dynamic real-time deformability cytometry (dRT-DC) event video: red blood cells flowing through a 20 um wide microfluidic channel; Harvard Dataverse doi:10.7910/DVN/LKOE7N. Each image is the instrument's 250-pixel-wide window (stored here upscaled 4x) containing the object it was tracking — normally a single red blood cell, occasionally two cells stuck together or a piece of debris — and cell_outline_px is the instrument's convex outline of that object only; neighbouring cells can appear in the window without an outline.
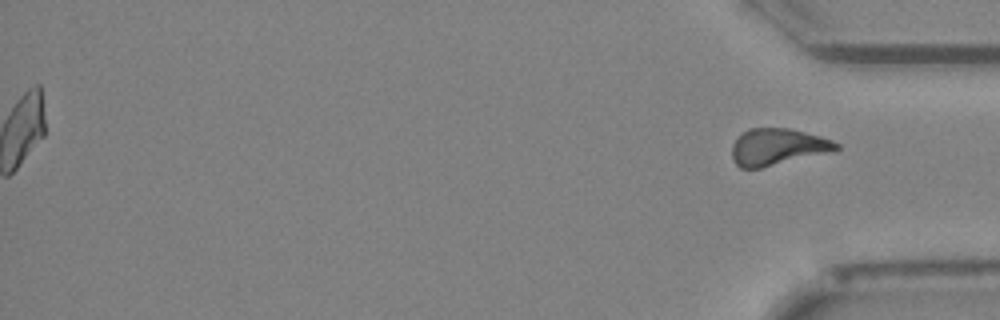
{"species": "Egyptian fruit bat (a non-hibernating species)", "species_latin": "Rousettus aegyptiacus", "temperature_condition": "cold", "stored_images_in_passage": 51, "segment_of_instrument_passage": [2, 2], "camera_frame_rate_fps": 3000, "um_per_image_px": 0.085, "animal": {"sex": "female"}, "frame": {"image": 1, "passage_image": 51, "time_ms": 16.667, "image_size_px": [1000, 320], "cell_outline_px": [[840, 148], [760, 168], [740, 168], [732, 160], [732, 144], [748, 128], [788, 128], [820, 136], [832, 140], [840, 144]], "centroid_in_image_um": [66.03, 12.47], "position_along_channel_um": 369.2, "area_um2": 21.68}}